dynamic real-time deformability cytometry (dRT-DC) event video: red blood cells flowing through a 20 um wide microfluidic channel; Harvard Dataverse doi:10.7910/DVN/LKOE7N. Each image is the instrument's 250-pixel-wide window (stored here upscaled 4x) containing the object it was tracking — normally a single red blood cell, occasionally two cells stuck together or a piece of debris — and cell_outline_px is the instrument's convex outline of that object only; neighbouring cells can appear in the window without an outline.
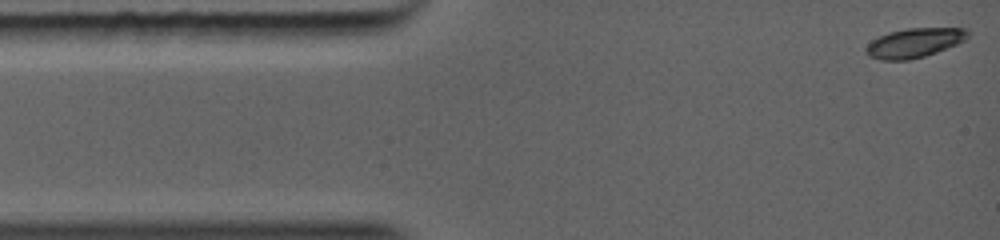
{"species": "common noctule bat (a hibernating species)", "species_latin": "Nyctalus noctula", "temperature_condition": "warm", "stored_images_in_passage": 30, "camera_frame_rate_fps": 5000, "um_per_image_px": 0.085, "animal": {"sex": "female", "body_mass_g": 19.0, "forearm_length_mm": 56.7}, "frame": {"image": 1, "passage_image": 1, "time_ms": 0.0, "image_size_px": [1000, 240], "cell_outline_px": [[968, 36], [964, 40], [956, 44], [936, 52], [924, 56], [908, 60], [884, 60], [868, 56], [864, 48], [872, 40], [888, 32], [908, 28], [964, 28], [968, 32]], "centroid_in_image_um": [77.68, 3.64], "position_along_channel_um": 7.3, "area_um2": 17.22}}
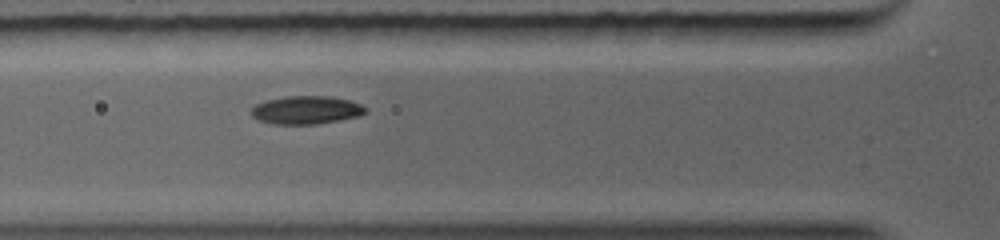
{"frame": {"image": 2, "passage_image": 25, "time_ms": 3.4, "image_size_px": [1000, 240], "cell_outline_px": [[368, 112], [360, 116], [340, 120], [316, 124], [272, 124], [260, 120], [252, 116], [252, 108], [256, 104], [268, 100], [284, 96], [332, 96], [348, 100], [360, 104]], "centroid_in_image_um": [26.05, 9.35], "position_along_channel_um": 99.8, "area_um2": 18.67}}
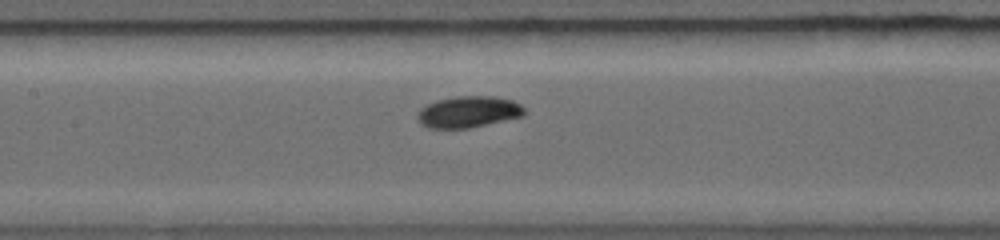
{"frame": {"image": 3, "passage_image": 28, "time_ms": 4.8, "image_size_px": [1000, 240], "cell_outline_px": [[524, 116], [468, 128], [428, 128], [420, 124], [416, 116], [420, 108], [436, 100], [456, 96], [496, 96], [512, 100], [520, 104], [524, 108]], "centroid_in_image_um": [39.8, 9.5], "position_along_channel_um": 167.6, "area_um2": 19.65}}